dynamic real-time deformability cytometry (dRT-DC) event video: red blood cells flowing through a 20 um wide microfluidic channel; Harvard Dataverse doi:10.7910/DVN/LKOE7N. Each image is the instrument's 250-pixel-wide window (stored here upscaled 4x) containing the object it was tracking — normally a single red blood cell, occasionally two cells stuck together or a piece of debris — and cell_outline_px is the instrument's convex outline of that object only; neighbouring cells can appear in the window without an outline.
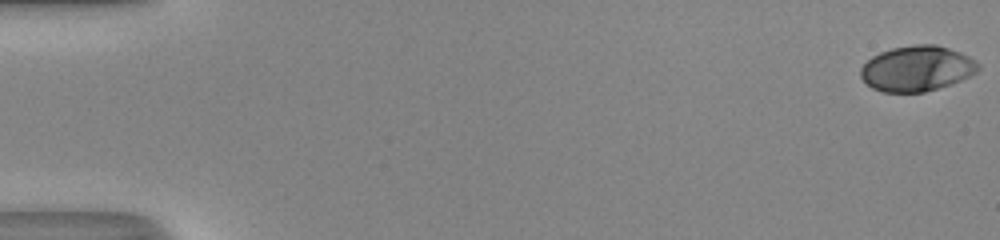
{"species": "human", "species_latin": "Homo sapiens", "temperature_condition": "room temperature", "stored_images_in_passage": 52, "camera_frame_rate_fps": 3000, "um_per_image_px": 0.085, "donor": {"sex": "male"}, "frame": {"image": 1, "passage_image": 1, "time_ms": 0.0, "image_size_px": [1000, 240], "cell_outline_px": [[980, 68], [976, 72], [960, 80], [924, 92], [884, 92], [872, 88], [860, 76], [860, 68], [872, 56], [880, 52], [892, 48], [916, 44], [936, 44], [960, 52], [976, 60], [980, 64]], "centroid_in_image_um": [77.93, 5.81], "position_along_channel_um": 7.1, "area_um2": 30.92}}
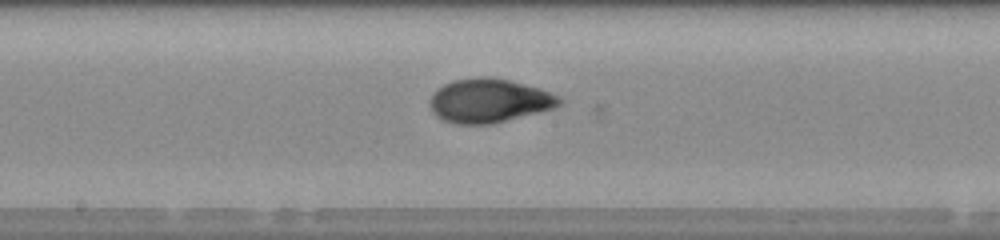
{"frame": {"image": 2, "passage_image": 29, "time_ms": 9.333, "image_size_px": [1000, 240], "cell_outline_px": [[564, 100], [556, 108], [492, 124], [456, 124], [444, 120], [436, 116], [432, 112], [432, 92], [436, 88], [452, 80], [480, 76], [492, 76], [540, 88], [560, 96]], "centroid_in_image_um": [41.6, 8.55], "position_along_channel_um": 206.6, "area_um2": 33.35}}
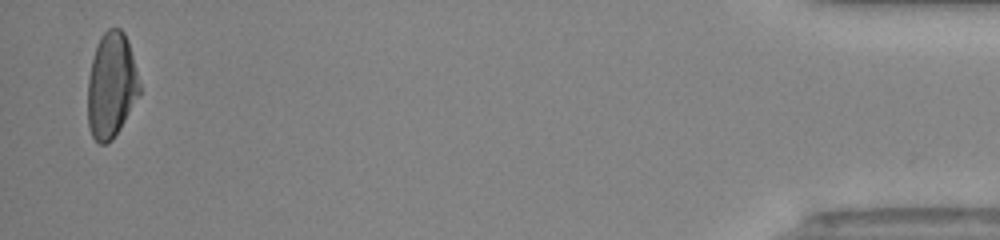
{"frame": {"image": 3, "passage_image": 51, "time_ms": 16.667, "image_size_px": [1000, 240], "cell_outline_px": [[140, 92], [120, 128], [112, 140], [104, 144], [100, 144], [92, 136], [88, 124], [88, 80], [92, 60], [100, 36], [108, 28], [120, 28], [124, 32], [128, 40], [140, 84]], "centroid_in_image_um": [9.46, 7.25], "position_along_channel_um": 425.7, "area_um2": 31.5}, "authors_computed_cell_mechanics": {"area_um2": 31.6166, "velocity_mm_per_s": 4.1785, "shape_relaxation_time_tau1_ms": 3.9608, "shape_relaxation_time_tau2_ms": 0.9496, "deformation_change_tau1": 0.1772, "deformation_change_tau2": 0.0531}}